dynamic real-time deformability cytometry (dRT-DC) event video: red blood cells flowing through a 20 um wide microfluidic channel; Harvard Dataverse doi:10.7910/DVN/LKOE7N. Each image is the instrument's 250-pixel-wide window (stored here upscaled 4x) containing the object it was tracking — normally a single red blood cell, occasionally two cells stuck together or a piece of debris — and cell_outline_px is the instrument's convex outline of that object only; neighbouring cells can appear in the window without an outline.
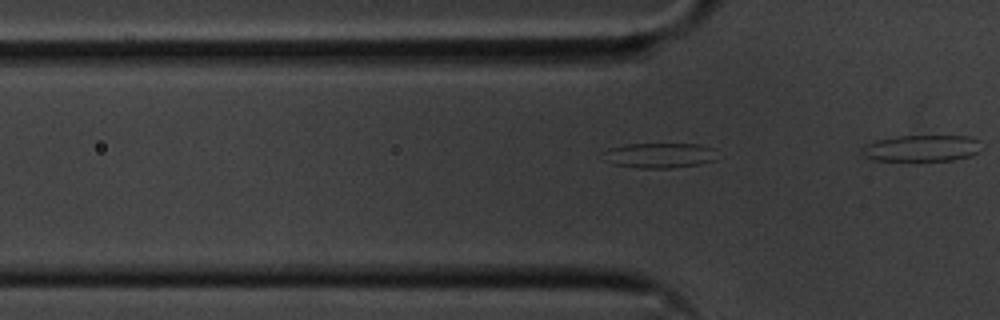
{"species": "common noctule bat (a hibernating species)", "species_latin": "Nyctalus noctula", "temperature_condition": "cold", "stored_images_in_passage": 5, "segment_of_instrument_passage": [1, 2], "camera_frame_rate_fps": 3000, "um_per_image_px": 0.085, "animal": {"sex": "male", "body_mass_g": 20.1, "forearm_length_mm": 53.5}, "frame": {"image": 1, "passage_image": 2, "time_ms": 0.333, "image_size_px": [1000, 320], "cell_outline_px": [[716, 160], [700, 164], [672, 168], [640, 168], [612, 164], [600, 152], [608, 148], [628, 144], [700, 144], [712, 148]], "centroid_in_image_um": [56.03, 13.21], "position_along_channel_um": 69.8, "area_um2": 16.65}}